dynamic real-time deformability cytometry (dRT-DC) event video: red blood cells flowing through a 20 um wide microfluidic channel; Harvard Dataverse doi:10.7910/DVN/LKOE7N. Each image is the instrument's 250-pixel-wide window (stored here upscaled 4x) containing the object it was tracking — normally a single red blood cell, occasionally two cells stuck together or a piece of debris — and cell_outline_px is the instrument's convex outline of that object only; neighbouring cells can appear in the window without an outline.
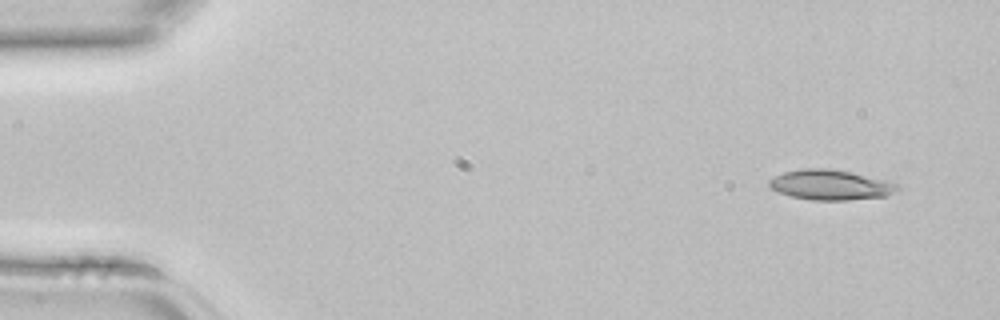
{"species": "common noctule bat (a hibernating species)", "species_latin": "Nyctalus noctula", "temperature_condition": "room temperature", "stored_images_in_passage": 3, "camera_frame_rate_fps": 3000, "um_per_image_px": 0.085, "animal": {"sex": "female", "body_mass_g": 22.7, "forearm_length_mm": 54.2}, "frame": {"image": 1, "passage_image": 1, "time_ms": 0.0, "image_size_px": [1000, 320], "cell_outline_px": [[900, 188], [884, 196], [848, 200], [812, 200], [792, 196], [780, 192], [772, 188], [768, 184], [768, 180], [784, 172], [800, 168], [828, 168], [852, 172], [884, 180], [896, 184]], "centroid_in_image_um": [70.56, 15.7], "position_along_channel_um": 14.4, "area_um2": 22.2}}
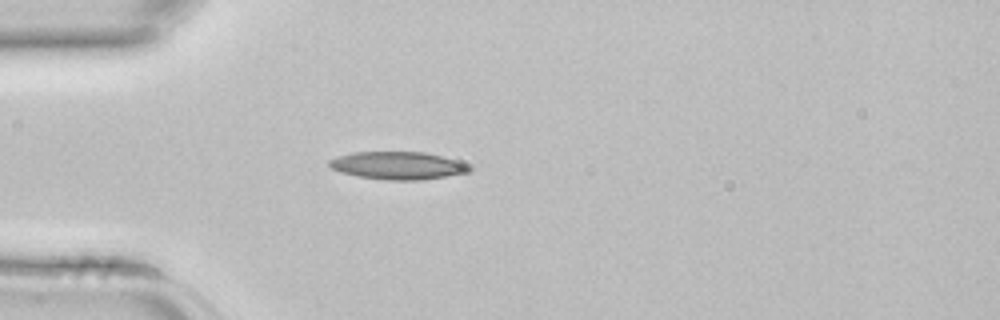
{"frame": {"image": 2, "passage_image": 3, "time_ms": 0.667, "image_size_px": [1000, 320], "cell_outline_px": [[472, 168], [468, 172], [420, 180], [384, 180], [356, 176], [340, 172], [332, 168], [328, 164], [328, 160], [336, 156], [352, 152], [424, 152], [440, 156], [464, 164]], "centroid_in_image_um": [33.71, 14.07], "position_along_channel_um": 51.3, "area_um2": 22.37}}